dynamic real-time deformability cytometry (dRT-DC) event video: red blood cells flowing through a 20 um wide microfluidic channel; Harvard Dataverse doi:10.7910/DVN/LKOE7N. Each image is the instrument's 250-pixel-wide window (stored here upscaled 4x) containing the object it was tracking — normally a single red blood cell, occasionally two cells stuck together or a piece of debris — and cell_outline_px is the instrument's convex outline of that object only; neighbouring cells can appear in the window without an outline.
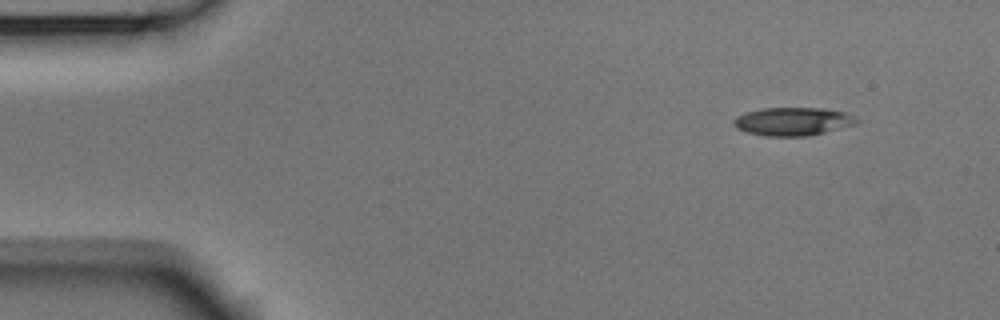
{"species": "Egyptian fruit bat (a non-hibernating species)", "species_latin": "Rousettus aegyptiacus", "temperature_condition": "room temperature", "stored_images_in_passage": 49, "camera_frame_rate_fps": 3000, "um_per_image_px": 0.085, "animal": {"sex": "male"}, "frame": {"image": 1, "passage_image": 1, "time_ms": 0.0, "image_size_px": [1000, 320], "cell_outline_px": [[860, 120], [856, 124], [808, 136], [764, 136], [748, 132], [736, 128], [732, 124], [732, 120], [736, 116], [744, 112], [760, 108], [824, 108], [844, 112], [856, 116]], "centroid_in_image_um": [67.37, 10.31], "position_along_channel_um": 17.6, "area_um2": 20.4}}
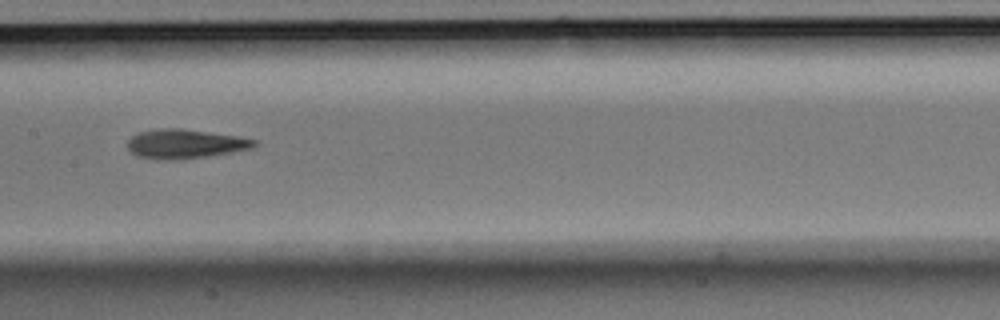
{"frame": {"image": 2, "passage_image": 22, "time_ms": 7.0, "image_size_px": [1000, 320], "cell_outline_px": [[256, 144], [252, 148], [232, 152], [176, 160], [156, 160], [136, 156], [128, 148], [128, 140], [132, 136], [140, 132], [160, 128], [180, 128], [240, 136], [256, 140]], "centroid_in_image_um": [15.71, 12.23], "position_along_channel_um": 191.7, "area_um2": 21.56}}
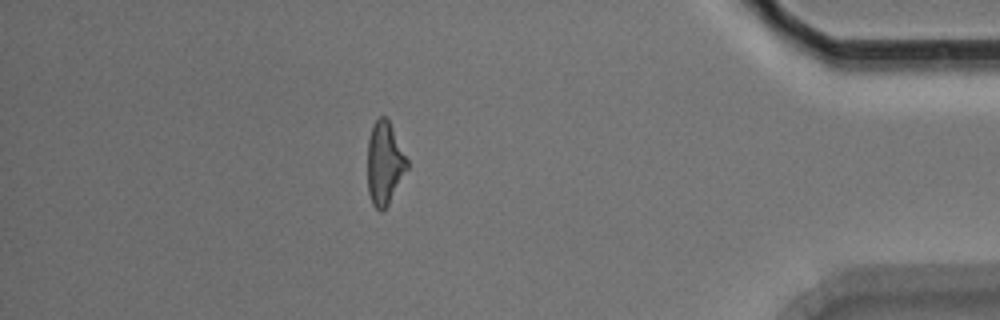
{"frame": {"image": 3, "passage_image": 42, "time_ms": 13.667, "image_size_px": [1000, 320], "cell_outline_px": [[408, 168], [388, 204], [380, 212], [372, 204], [368, 192], [368, 140], [372, 128], [376, 120], [380, 116], [384, 116], [388, 120], [408, 160]], "centroid_in_image_um": [32.68, 13.89], "position_along_channel_um": 402.5, "area_um2": 18.79}, "authors_computed_cell_mechanics": {"area_um2": 20.4612, "velocity_mm_per_s": 3.7935, "shape_relaxation_time_tau1_ms": 6.7361, "shape_relaxation_time_tau2_ms": 3.8806, "deformation_change_tau1": 0.2037, "deformation_change_tau2": 0.1513}}